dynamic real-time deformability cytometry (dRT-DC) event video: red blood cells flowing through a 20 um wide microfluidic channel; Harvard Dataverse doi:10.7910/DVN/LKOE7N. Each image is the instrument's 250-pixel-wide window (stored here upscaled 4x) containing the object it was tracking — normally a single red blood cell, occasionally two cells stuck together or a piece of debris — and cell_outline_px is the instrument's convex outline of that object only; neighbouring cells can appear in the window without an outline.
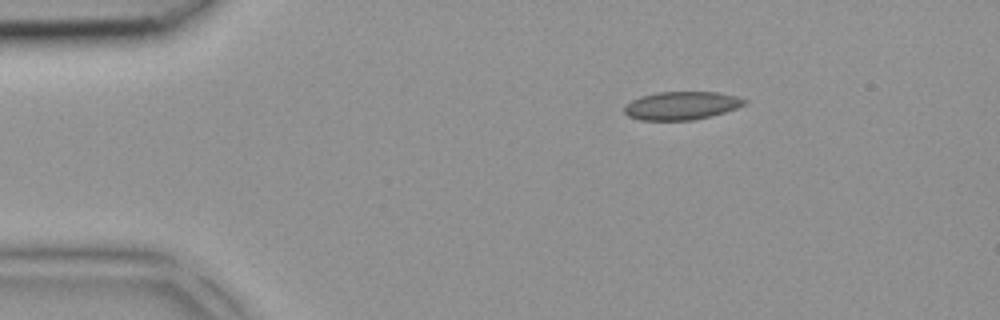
{"species": "common noctule bat (a hibernating species)", "species_latin": "Nyctalus noctula", "temperature_condition": "room temperature", "stored_images_in_passage": 3, "camera_frame_rate_fps": 3000, "um_per_image_px": 0.085, "animal": {"sex": "female", "body_mass_g": 18.4}, "frame": {"image": 1, "passage_image": 1, "time_ms": 0.0, "image_size_px": [1000, 320], "cell_outline_px": [[748, 100], [744, 104], [736, 108], [712, 116], [692, 120], [640, 120], [628, 116], [624, 112], [624, 108], [632, 100], [640, 96], [656, 92], [716, 92], [736, 96]], "centroid_in_image_um": [57.92, 8.98], "position_along_channel_um": 27.1, "area_um2": 19.65}}
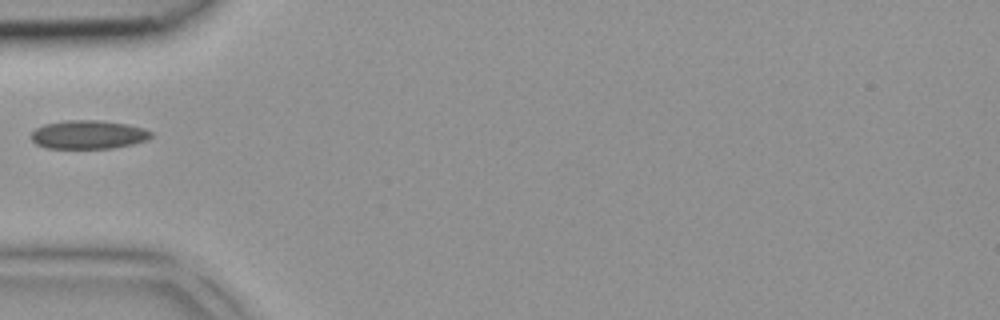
{"frame": {"image": 2, "passage_image": 3, "time_ms": 0.667, "image_size_px": [1000, 320], "cell_outline_px": [[152, 136], [148, 140], [132, 144], [112, 148], [44, 148], [36, 144], [32, 140], [32, 132], [36, 128], [44, 124], [68, 120], [96, 120], [128, 124], [144, 128], [152, 132]], "centroid_in_image_um": [7.52, 11.44], "position_along_channel_um": 77.5, "area_um2": 20.0}}